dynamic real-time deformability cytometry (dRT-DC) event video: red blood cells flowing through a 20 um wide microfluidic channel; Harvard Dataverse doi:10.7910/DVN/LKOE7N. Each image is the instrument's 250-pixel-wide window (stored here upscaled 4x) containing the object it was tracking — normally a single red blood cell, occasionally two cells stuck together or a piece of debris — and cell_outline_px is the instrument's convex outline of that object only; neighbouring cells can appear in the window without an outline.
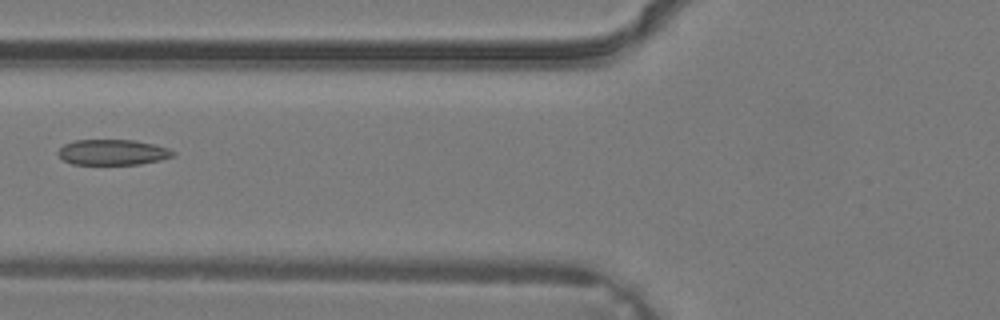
{"species": "common noctule bat (a hibernating species)", "species_latin": "Nyctalus noctula", "temperature_condition": "warm", "stored_images_in_passage": 3, "camera_frame_rate_fps": 3000, "um_per_image_px": 0.085, "animal": {"sex": "male", "body_mass_g": 19.2, "forearm_length_mm": 51.8}, "frame": {"image": 1, "passage_image": 3, "time_ms": 0.667, "image_size_px": [1000, 320], "cell_outline_px": [[176, 152], [172, 156], [160, 160], [140, 164], [72, 164], [64, 160], [56, 152], [64, 144], [76, 140], [136, 140], [156, 144], [168, 148]], "centroid_in_image_um": [9.59, 12.93], "position_along_channel_um": 116.2, "area_um2": 17.11}}